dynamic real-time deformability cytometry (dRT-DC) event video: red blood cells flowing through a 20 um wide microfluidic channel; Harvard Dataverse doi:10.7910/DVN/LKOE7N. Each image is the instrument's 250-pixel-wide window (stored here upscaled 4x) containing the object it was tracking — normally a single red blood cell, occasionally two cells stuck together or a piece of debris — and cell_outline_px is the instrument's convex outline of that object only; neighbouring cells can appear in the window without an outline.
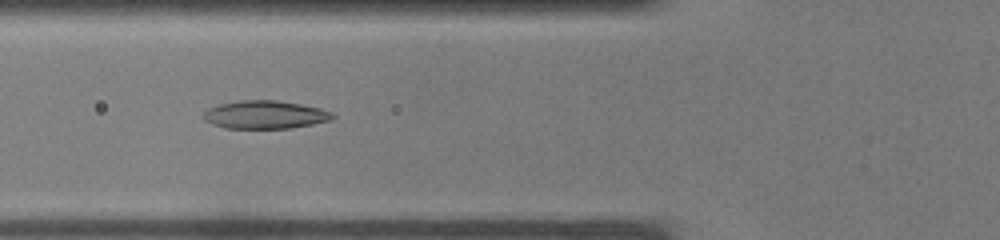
{"species": "common noctule bat (a hibernating species)", "species_latin": "Nyctalus noctula", "temperature_condition": "warm", "stored_images_in_passage": 31, "camera_frame_rate_fps": 3000, "um_per_image_px": 0.085, "animal": {"sex": "male", "body_mass_g": 19.0, "forearm_length_mm": 50.8}, "frame": {"image": 1, "passage_image": 8, "time_ms": 2.333, "image_size_px": [1000, 240], "cell_outline_px": [[336, 116], [332, 120], [292, 128], [224, 128], [212, 124], [204, 120], [204, 112], [208, 108], [220, 104], [240, 100], [276, 100], [300, 104], [320, 108], [332, 112]], "centroid_in_image_um": [22.54, 9.75], "position_along_channel_um": 103.3, "area_um2": 21.15}}
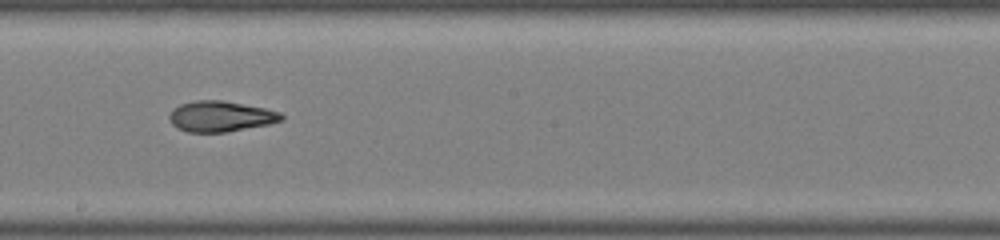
{"frame": {"image": 2, "passage_image": 15, "time_ms": 4.667, "image_size_px": [1000, 240], "cell_outline_px": [[284, 120], [268, 124], [224, 132], [188, 132], [176, 128], [168, 120], [168, 116], [172, 108], [180, 104], [196, 100], [224, 100], [264, 108], [280, 112], [284, 116]], "centroid_in_image_um": [18.71, 9.88], "position_along_channel_um": 229.5, "area_um2": 20.11}}
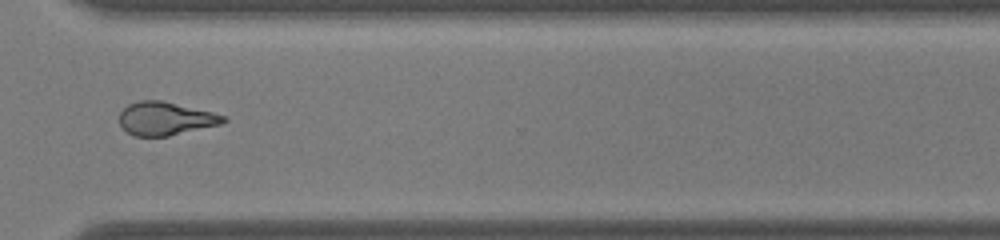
{"frame": {"image": 3, "passage_image": 22, "time_ms": 7.0, "image_size_px": [1000, 240], "cell_outline_px": [[228, 120], [224, 124], [168, 136], [136, 136], [128, 132], [120, 124], [120, 112], [128, 104], [140, 100], [160, 100], [212, 112], [224, 116]], "centroid_in_image_um": [14.09, 10.08], "position_along_channel_um": 356.5, "area_um2": 20.06}}